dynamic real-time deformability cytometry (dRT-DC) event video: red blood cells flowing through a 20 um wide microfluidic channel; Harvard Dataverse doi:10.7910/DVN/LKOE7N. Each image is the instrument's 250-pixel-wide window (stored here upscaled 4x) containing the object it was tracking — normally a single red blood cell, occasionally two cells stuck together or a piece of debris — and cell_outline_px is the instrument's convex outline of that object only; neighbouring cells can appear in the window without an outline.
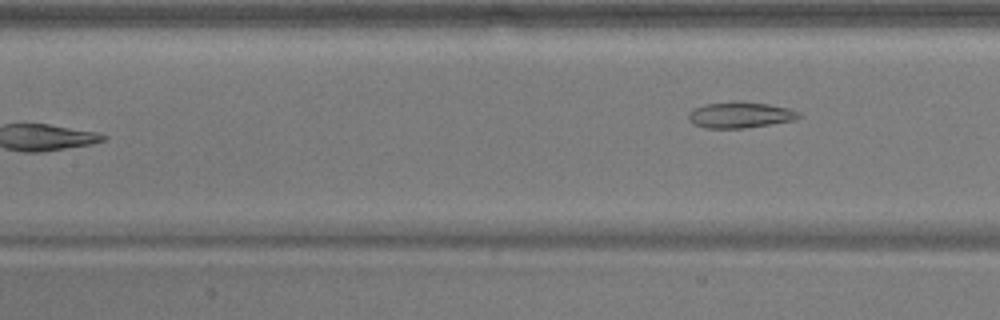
{"species": "common noctule bat (a hibernating species)", "species_latin": "Nyctalus noctula", "temperature_condition": "warm", "stored_images_in_passage": 7, "camera_frame_rate_fps": 3000, "um_per_image_px": 0.085, "animal": {"sex": "male", "body_mass_g": 17.9}, "frame": {"image": 1, "passage_image": 7, "time_ms": 8.667, "image_size_px": [1000, 320], "cell_outline_px": [[800, 116], [796, 120], [744, 128], [708, 128], [692, 124], [688, 120], [688, 112], [704, 104], [740, 100], [768, 104], [788, 108], [800, 112]], "centroid_in_image_um": [62.9, 9.76], "position_along_channel_um": 144.5, "area_um2": 16.88}}